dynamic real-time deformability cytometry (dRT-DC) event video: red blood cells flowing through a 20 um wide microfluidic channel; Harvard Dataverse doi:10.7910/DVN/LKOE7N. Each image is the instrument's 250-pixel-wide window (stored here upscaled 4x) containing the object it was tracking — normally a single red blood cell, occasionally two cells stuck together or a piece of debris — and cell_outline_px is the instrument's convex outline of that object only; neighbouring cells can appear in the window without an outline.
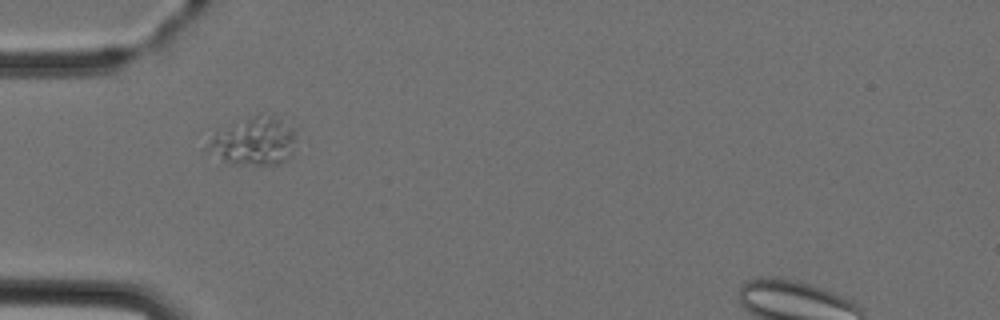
{"species": "Egyptian fruit bat (a non-hibernating species)", "species_latin": "Rousettus aegyptiacus", "temperature_condition": "cold", "stored_images_in_passage": 2, "camera_frame_rate_fps": 3000, "um_per_image_px": 0.085, "animal": {"sex": "female"}, "frame": {"image": 1, "passage_image": 1, "time_ms": 0.0, "image_size_px": [1000, 320], "cell_outline_px": [[300, 128], [292, 156], [288, 160], [276, 164], [236, 164], [224, 160], [200, 148], [216, 128], [260, 112], [292, 116]], "centroid_in_image_um": [21.68, 11.88], "position_along_channel_um": 63.3, "area_um2": 27.46}}
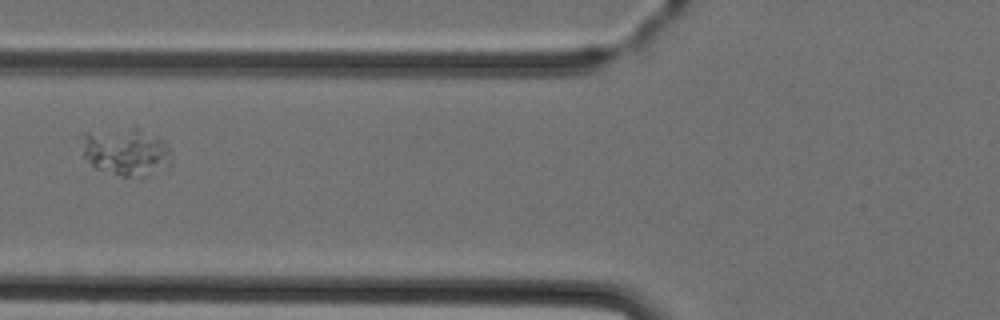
{"frame": {"image": 2, "passage_image": 2, "time_ms": 1.333, "image_size_px": [1000, 320], "cell_outline_px": [[172, 164], [148, 176], [120, 176], [96, 168], [84, 156], [84, 132], [132, 128], [140, 128], [164, 140], [172, 156]], "centroid_in_image_um": [10.78, 12.91], "position_along_channel_um": 115.0, "area_um2": 24.68}}